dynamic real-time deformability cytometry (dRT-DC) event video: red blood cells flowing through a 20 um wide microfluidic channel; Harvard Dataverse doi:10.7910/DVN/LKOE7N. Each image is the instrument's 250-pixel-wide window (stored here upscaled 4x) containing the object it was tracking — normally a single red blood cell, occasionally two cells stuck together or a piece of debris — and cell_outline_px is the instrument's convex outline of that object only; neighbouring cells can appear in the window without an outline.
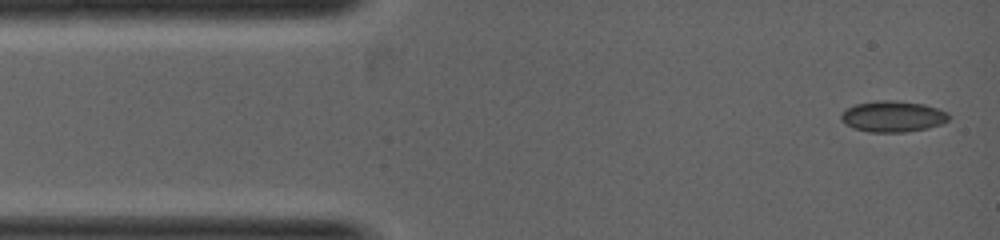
{"species": "common noctule bat (a hibernating species)", "species_latin": "Nyctalus noctula", "temperature_condition": "warm", "stored_images_in_passage": 15, "camera_frame_rate_fps": 5000, "um_per_image_px": 0.085, "animal": {"sex": "female", "body_mass_g": 19.0, "forearm_length_mm": 53.3}, "frame": {"image": 1, "passage_image": 1, "time_ms": 0.0, "image_size_px": [1000, 240], "cell_outline_px": [[952, 116], [948, 120], [940, 124], [928, 128], [904, 132], [868, 132], [844, 124], [840, 120], [840, 116], [844, 108], [856, 104], [876, 100], [892, 100], [924, 104], [948, 112]], "centroid_in_image_um": [75.87, 9.89], "position_along_channel_um": 9.1, "area_um2": 19.65}}
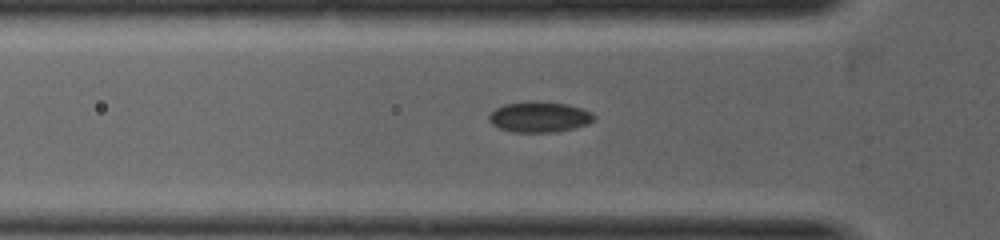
{"frame": {"image": 2, "passage_image": 9, "time_ms": 1.8, "image_size_px": [1000, 240], "cell_outline_px": [[596, 116], [588, 124], [572, 128], [548, 132], [516, 132], [500, 128], [492, 124], [488, 120], [488, 116], [496, 108], [504, 104], [524, 100], [536, 100], [568, 104], [592, 112]], "centroid_in_image_um": [45.82, 9.91], "position_along_channel_um": 80.0, "area_um2": 18.79}}
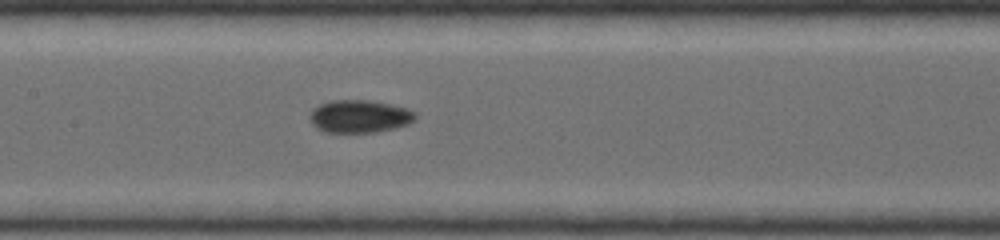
{"frame": {"image": 3, "passage_image": 15, "time_ms": 3.0, "image_size_px": [1000, 240], "cell_outline_px": [[416, 116], [408, 124], [392, 128], [368, 132], [328, 132], [312, 124], [308, 116], [312, 108], [320, 104], [332, 100], [368, 100], [392, 104], [408, 108], [416, 112]], "centroid_in_image_um": [30.54, 9.86], "position_along_channel_um": 176.9, "area_um2": 19.94}}